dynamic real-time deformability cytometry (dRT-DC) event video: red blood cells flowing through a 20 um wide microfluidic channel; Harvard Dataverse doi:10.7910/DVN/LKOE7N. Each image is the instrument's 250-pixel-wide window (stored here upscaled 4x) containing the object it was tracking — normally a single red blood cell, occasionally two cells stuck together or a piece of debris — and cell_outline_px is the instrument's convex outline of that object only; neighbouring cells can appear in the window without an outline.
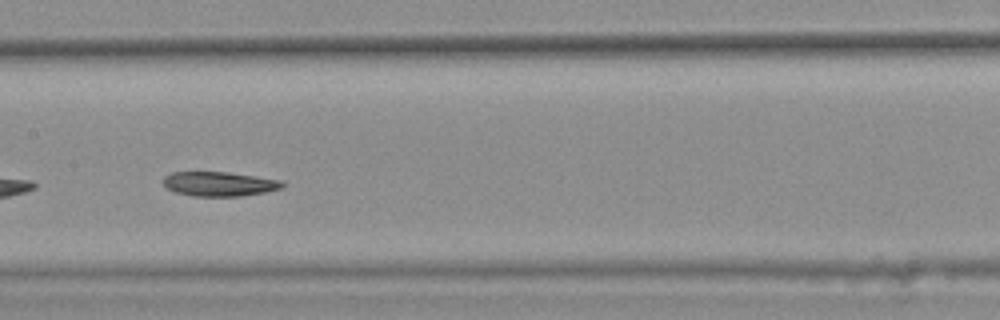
{"species": "common noctule bat (a hibernating species)", "species_latin": "Nyctalus noctula", "temperature_condition": "warm", "stored_images_in_passage": 41, "camera_frame_rate_fps": 3000, "um_per_image_px": 0.085, "animal": {"sex": "female", "body_mass_g": 25.1}, "frame": {"image": 1, "passage_image": 24, "time_ms": 7.667, "image_size_px": [1000, 320], "cell_outline_px": [[284, 188], [264, 192], [240, 196], [192, 196], [176, 192], [168, 188], [164, 184], [164, 176], [172, 172], [228, 172], [280, 180], [284, 184]], "centroid_in_image_um": [18.64, 15.63], "position_along_channel_um": 188.8, "area_um2": 16.82}}